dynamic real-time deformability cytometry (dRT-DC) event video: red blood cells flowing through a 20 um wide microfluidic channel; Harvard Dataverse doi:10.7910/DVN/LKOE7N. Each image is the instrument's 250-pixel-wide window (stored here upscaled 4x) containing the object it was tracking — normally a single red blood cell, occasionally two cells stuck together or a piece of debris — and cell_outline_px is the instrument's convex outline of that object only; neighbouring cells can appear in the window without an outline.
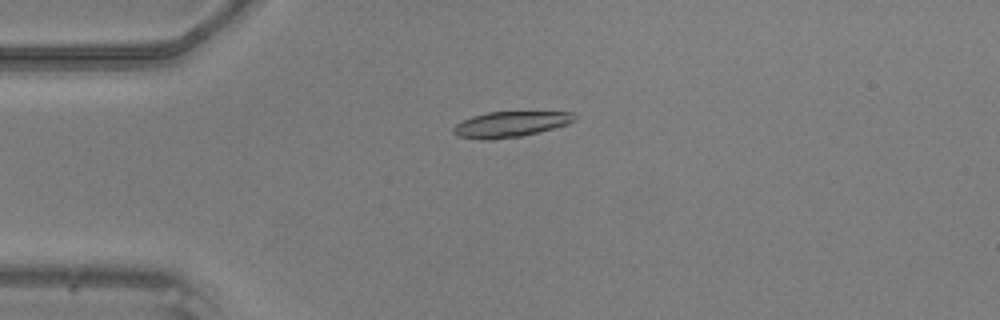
{"species": "common noctule bat (a hibernating species)", "species_latin": "Nyctalus noctula", "temperature_condition": "warm", "stored_images_in_passage": 38, "camera_frame_rate_fps": 3000, "um_per_image_px": 0.085, "animal": {"sex": "male", "body_mass_g": 20.5, "forearm_length_mm": 52.5}, "frame": {"image": 1, "passage_image": 1, "time_ms": 0.0, "image_size_px": [1000, 320], "cell_outline_px": [[576, 120], [568, 124], [520, 136], [492, 140], [484, 140], [456, 136], [452, 132], [452, 128], [456, 124], [472, 116], [488, 112], [572, 112], [576, 116]], "centroid_in_image_um": [43.35, 10.56], "position_along_channel_um": 41.7, "area_um2": 17.98}}
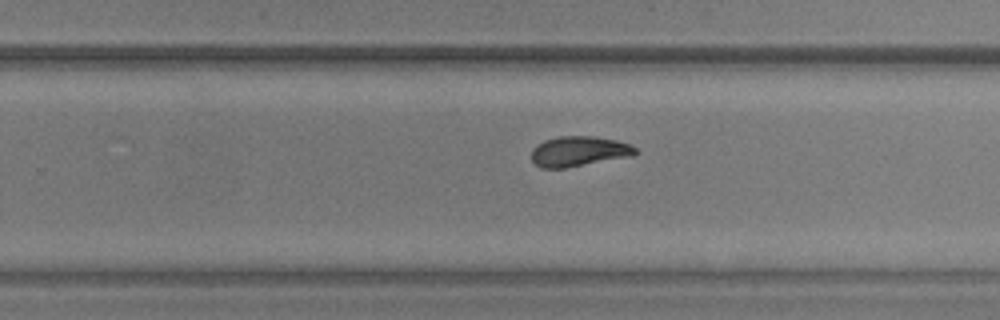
{"frame": {"image": 2, "passage_image": 20, "time_ms": 6.333, "image_size_px": [1000, 320], "cell_outline_px": [[640, 152], [632, 156], [564, 168], [540, 168], [532, 160], [532, 148], [536, 144], [544, 140], [560, 136], [592, 136], [616, 140], [628, 144], [636, 148]], "centroid_in_image_um": [49.19, 12.86], "position_along_channel_um": 280.6, "area_um2": 18.26}}
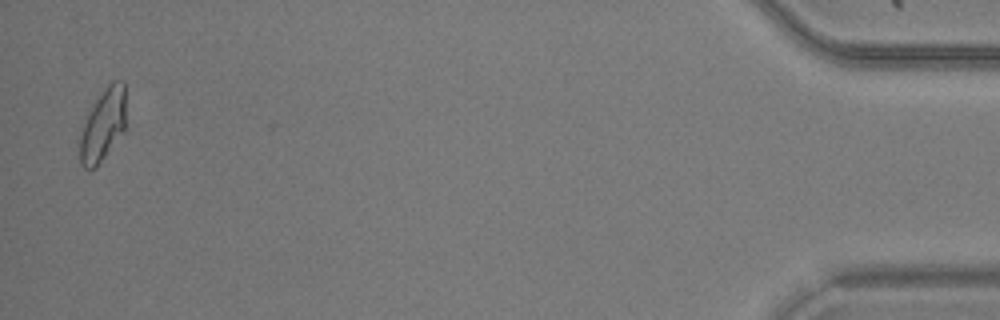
{"frame": {"image": 3, "passage_image": 37, "time_ms": 12.0, "image_size_px": [1000, 320], "cell_outline_px": [[124, 128], [96, 168], [88, 172], [80, 164], [80, 132], [84, 116], [108, 84], [112, 80], [124, 80]], "centroid_in_image_um": [8.69, 10.64], "position_along_channel_um": 426.5, "area_um2": 19.25}}